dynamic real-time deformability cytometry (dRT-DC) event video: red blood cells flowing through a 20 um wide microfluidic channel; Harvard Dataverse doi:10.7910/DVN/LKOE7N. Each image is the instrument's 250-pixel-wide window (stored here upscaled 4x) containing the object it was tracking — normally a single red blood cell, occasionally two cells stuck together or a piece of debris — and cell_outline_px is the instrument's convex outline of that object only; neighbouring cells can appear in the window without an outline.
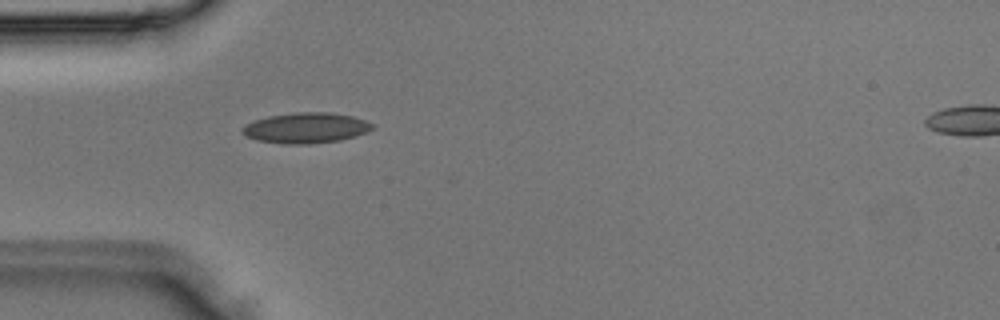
{"species": "Egyptian fruit bat (a non-hibernating species)", "species_latin": "Rousettus aegyptiacus", "temperature_condition": "room temperature", "stored_images_in_passage": 3, "camera_frame_rate_fps": 3000, "um_per_image_px": 0.085, "animal": {"sex": "male"}, "frame": {"image": 1, "passage_image": 3, "time_ms": 0.667, "image_size_px": [1000, 320], "cell_outline_px": [[376, 124], [372, 128], [356, 136], [340, 140], [308, 144], [280, 144], [256, 140], [244, 136], [240, 132], [240, 128], [256, 120], [268, 116], [296, 112], [332, 112], [352, 116]], "centroid_in_image_um": [25.97, 10.88], "position_along_channel_um": 59.0, "area_um2": 23.24}}